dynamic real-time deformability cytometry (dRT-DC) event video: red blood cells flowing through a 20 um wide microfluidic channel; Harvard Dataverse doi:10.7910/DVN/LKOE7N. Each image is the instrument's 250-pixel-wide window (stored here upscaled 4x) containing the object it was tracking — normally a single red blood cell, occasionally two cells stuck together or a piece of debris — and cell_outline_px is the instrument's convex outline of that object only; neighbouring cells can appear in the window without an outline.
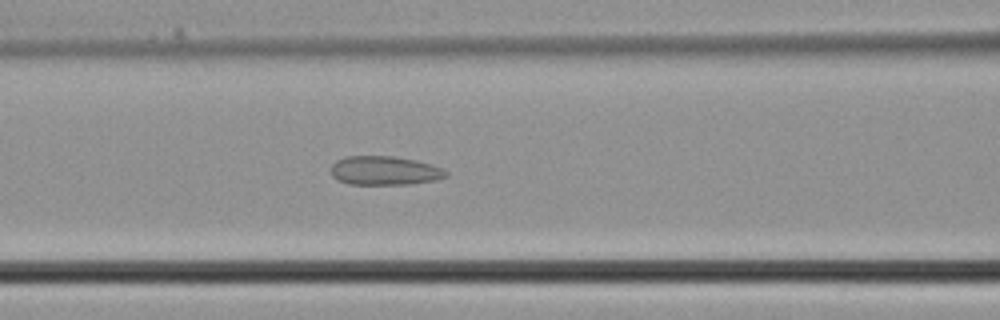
{"species": "common noctule bat (a hibernating species)", "species_latin": "Nyctalus noctula", "temperature_condition": "cold", "stored_images_in_passage": 38, "camera_frame_rate_fps": 3000, "um_per_image_px": 0.085, "animal": {"sex": "male", "body_mass_g": 21.5, "forearm_length_mm": 52.0}, "frame": {"image": 1, "passage_image": 16, "time_ms": 5.0, "image_size_px": [1000, 320], "cell_outline_px": [[448, 176], [436, 180], [408, 184], [348, 184], [332, 176], [332, 164], [336, 160], [348, 156], [392, 156], [416, 160], [432, 164], [444, 168], [448, 172]], "centroid_in_image_um": [32.74, 14.5], "position_along_channel_um": 133.9, "area_um2": 19.42}}
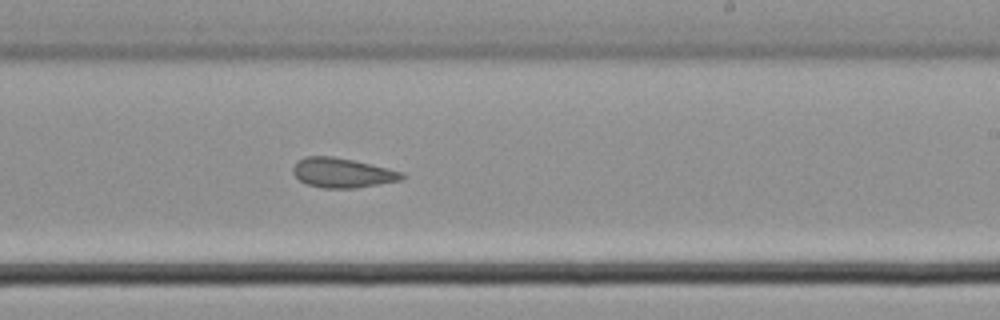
{"frame": {"image": 2, "passage_image": 23, "time_ms": 7.333, "image_size_px": [1000, 320], "cell_outline_px": [[408, 176], [404, 180], [356, 188], [320, 188], [308, 184], [300, 180], [292, 172], [292, 168], [300, 160], [308, 156], [332, 156], [352, 160], [388, 168], [404, 172]], "centroid_in_image_um": [29.17, 14.7], "position_along_channel_um": 259.8, "area_um2": 18.84}}
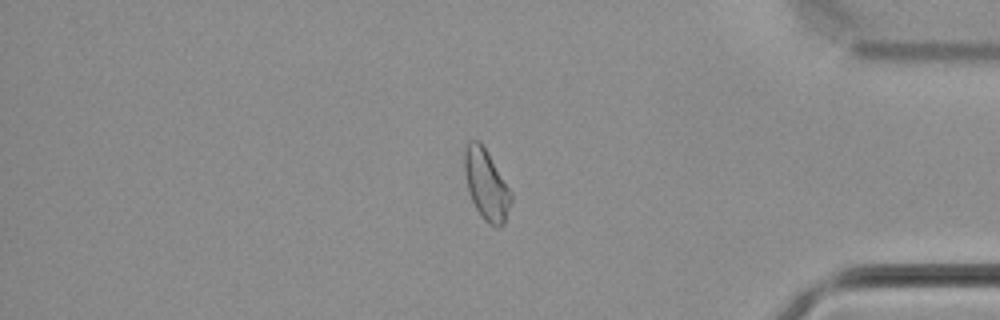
{"frame": {"image": 3, "passage_image": 32, "time_ms": 10.333, "image_size_px": [1000, 320], "cell_outline_px": [[512, 200], [504, 224], [496, 228], [488, 224], [480, 216], [468, 192], [464, 172], [464, 148], [468, 140], [480, 140], [512, 192]], "centroid_in_image_um": [41.32, 15.7], "position_along_channel_um": 393.9, "area_um2": 19.36}}